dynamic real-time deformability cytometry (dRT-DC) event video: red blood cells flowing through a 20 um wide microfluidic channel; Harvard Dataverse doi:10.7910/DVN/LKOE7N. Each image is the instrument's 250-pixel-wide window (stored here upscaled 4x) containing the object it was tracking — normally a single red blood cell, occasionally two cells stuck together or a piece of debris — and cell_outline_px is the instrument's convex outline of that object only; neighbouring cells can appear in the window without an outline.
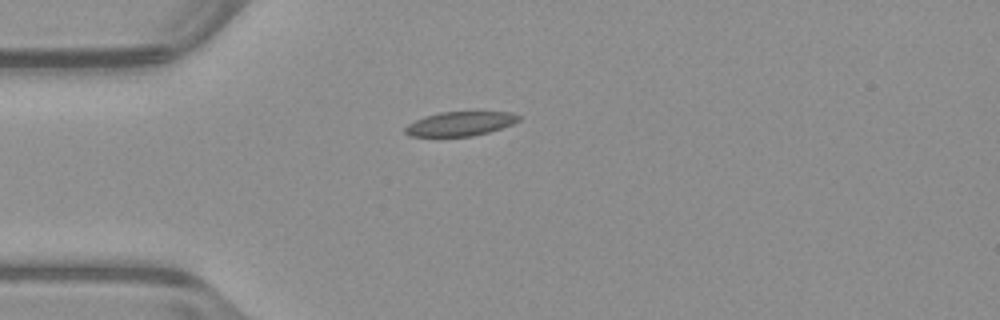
{"species": "common noctule bat (a hibernating species)", "species_latin": "Nyctalus noctula", "temperature_condition": "warm", "stored_images_in_passage": 39, "camera_frame_rate_fps": 3000, "um_per_image_px": 0.085, "animal": {"sex": "male", "body_mass_g": 23.1, "forearm_length_mm": 52.7}, "frame": {"image": 1, "passage_image": 1, "time_ms": 0.0, "image_size_px": [1000, 320], "cell_outline_px": [[520, 120], [512, 124], [488, 132], [472, 136], [408, 136], [404, 132], [404, 128], [408, 124], [424, 116], [440, 112], [512, 112], [520, 116]], "centroid_in_image_um": [39.09, 10.51], "position_along_channel_um": 45.9, "area_um2": 15.95}}
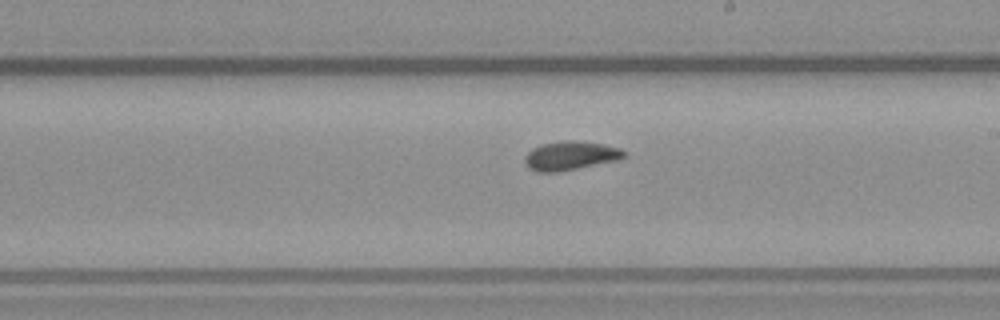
{"frame": {"image": 2, "passage_image": 17, "time_ms": 5.333, "image_size_px": [1000, 320], "cell_outline_px": [[628, 156], [620, 160], [560, 172], [536, 172], [528, 168], [524, 164], [524, 156], [532, 148], [540, 144], [568, 140], [572, 140], [604, 144], [620, 148], [628, 152]], "centroid_in_image_um": [48.51, 13.24], "position_along_channel_um": 240.5, "area_um2": 17.17}}
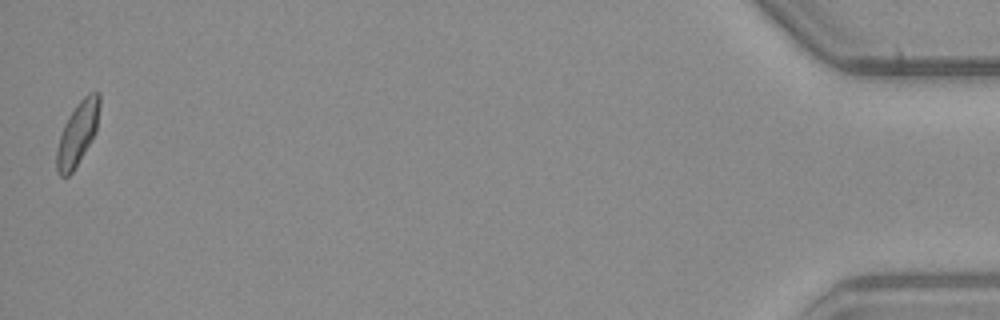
{"frame": {"image": 3, "passage_image": 39, "time_ms": 12.667, "image_size_px": [1000, 320], "cell_outline_px": [[100, 104], [96, 132], [92, 140], [72, 172], [68, 176], [60, 176], [56, 172], [56, 152], [60, 136], [64, 124], [68, 116], [76, 104], [88, 92], [100, 92]], "centroid_in_image_um": [6.59, 11.33], "position_along_channel_um": 428.6, "area_um2": 15.9}, "authors_computed_cell_mechanics": {"area_um2": 16.0684, "velocity_mm_per_s": 3.9499, "shape_relaxation_time_tau1_ms": 5.82, "shape_relaxation_time_tau2_ms": 1.3973, "deformation_change_tau1": 0.1281, "deformation_change_tau2": 0.0584}}